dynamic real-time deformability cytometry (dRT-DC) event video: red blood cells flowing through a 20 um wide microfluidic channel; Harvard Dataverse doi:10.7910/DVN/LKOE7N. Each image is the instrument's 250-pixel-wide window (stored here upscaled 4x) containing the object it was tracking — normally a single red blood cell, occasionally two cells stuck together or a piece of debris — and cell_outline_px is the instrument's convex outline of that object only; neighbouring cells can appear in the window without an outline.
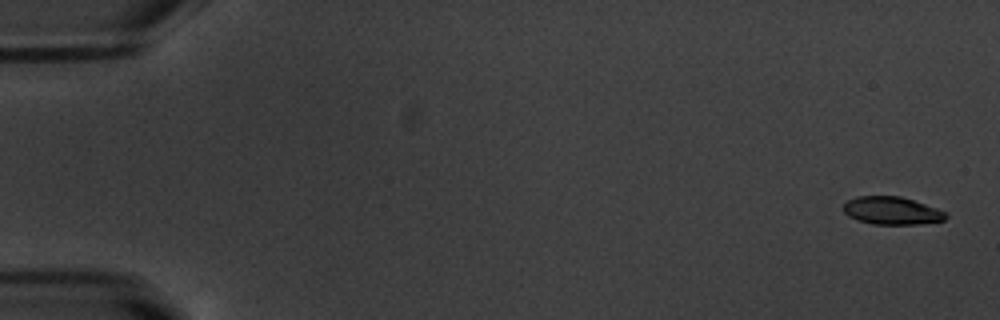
{"species": "common noctule bat (a hibernating species)", "species_latin": "Nyctalus noctula", "temperature_condition": "warm", "stored_images_in_passage": 53, "camera_frame_rate_fps": 3000, "um_per_image_px": 0.085, "animal": {"sex": "male", "body_mass_g": 20.1, "forearm_length_mm": 53.5}, "frame": {"image": 1, "passage_image": 1, "time_ms": 0.0, "image_size_px": [1000, 320], "cell_outline_px": [[948, 216], [944, 220], [920, 224], [872, 224], [848, 216], [844, 212], [844, 204], [848, 200], [856, 196], [900, 196], [936, 208], [944, 212]], "centroid_in_image_um": [75.79, 17.9], "position_along_channel_um": 9.2, "area_um2": 16.36}}
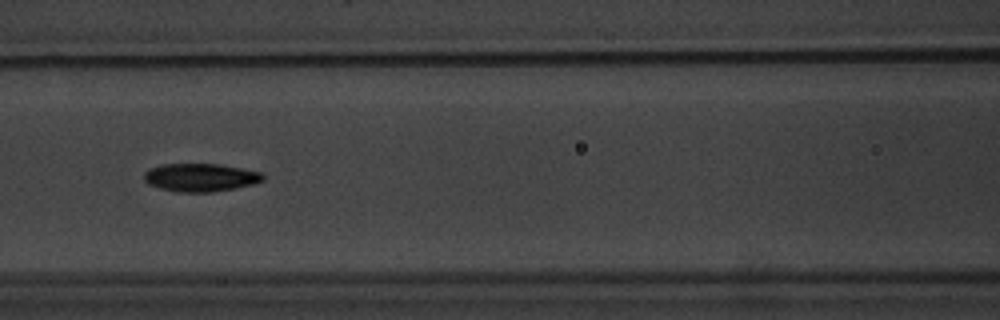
{"frame": {"image": 2, "passage_image": 24, "time_ms": 7.667, "image_size_px": [1000, 320], "cell_outline_px": [[264, 180], [252, 184], [212, 192], [176, 192], [160, 188], [148, 184], [144, 180], [144, 172], [148, 168], [160, 164], [220, 164], [260, 172], [264, 176]], "centroid_in_image_um": [16.98, 15.08], "position_along_channel_um": 149.6, "area_um2": 19.42}}
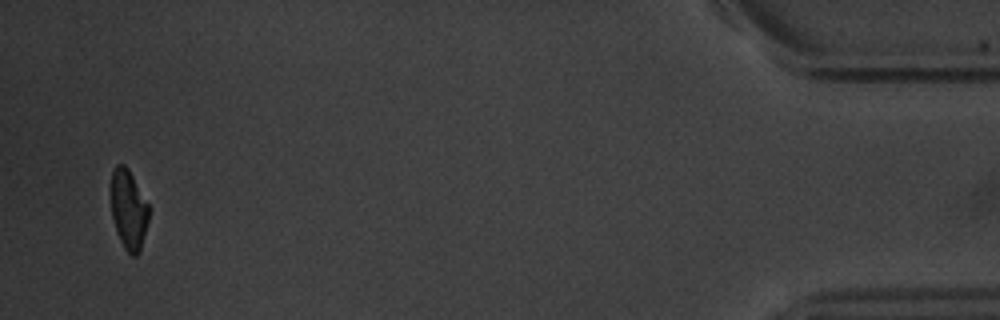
{"frame": {"image": 3, "passage_image": 52, "time_ms": 17.0, "image_size_px": [1000, 320], "cell_outline_px": [[148, 220], [140, 252], [136, 256], [132, 256], [124, 248], [116, 232], [112, 216], [112, 172], [116, 164], [124, 164], [128, 168], [148, 204]], "centroid_in_image_um": [10.93, 17.84], "position_along_channel_um": 424.3, "area_um2": 17.28}, "authors_computed_cell_mechanics": {"area_um2": 18.785, "velocity_mm_per_s": 3.7761, "shape_relaxation_time_tau1_ms": 3.2199, "shape_relaxation_time_tau2_ms": 4.8359, "deformation_change_tau1": 0.1543, "deformation_change_tau2": 0.0995}}